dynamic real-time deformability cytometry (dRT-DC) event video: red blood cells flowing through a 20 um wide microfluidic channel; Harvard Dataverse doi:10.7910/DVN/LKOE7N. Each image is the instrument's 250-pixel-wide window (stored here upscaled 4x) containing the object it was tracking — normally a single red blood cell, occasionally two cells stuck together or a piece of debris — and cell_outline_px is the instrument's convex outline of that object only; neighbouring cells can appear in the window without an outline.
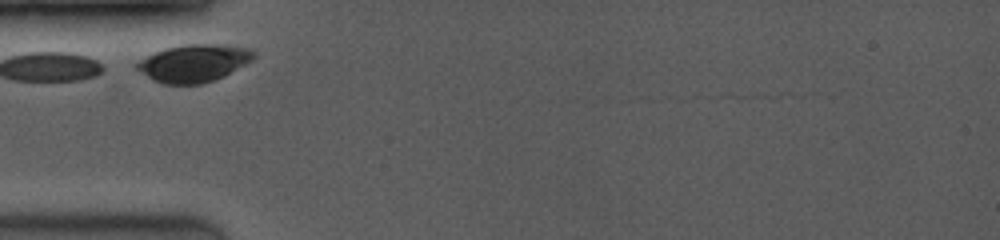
{"species": "common noctule bat (a hibernating species)", "species_latin": "Nyctalus noctula", "temperature_condition": "room temperature", "stored_images_in_passage": 16, "camera_frame_rate_fps": 3500, "um_per_image_px": 0.085, "animal": {"sex": "female", "body_mass_g": 19.0, "forearm_length_mm": 53.3}, "frame": {"image": 1, "passage_image": 2, "time_ms": 0.857, "image_size_px": [1000, 240], "cell_outline_px": [[256, 56], [252, 60], [224, 76], [200, 84], [164, 84], [152, 80], [140, 72], [136, 68], [136, 64], [140, 60], [164, 48], [184, 44], [212, 44], [248, 48], [256, 52]], "centroid_in_image_um": [16.47, 5.37], "position_along_channel_um": 68.5, "area_um2": 25.32}}